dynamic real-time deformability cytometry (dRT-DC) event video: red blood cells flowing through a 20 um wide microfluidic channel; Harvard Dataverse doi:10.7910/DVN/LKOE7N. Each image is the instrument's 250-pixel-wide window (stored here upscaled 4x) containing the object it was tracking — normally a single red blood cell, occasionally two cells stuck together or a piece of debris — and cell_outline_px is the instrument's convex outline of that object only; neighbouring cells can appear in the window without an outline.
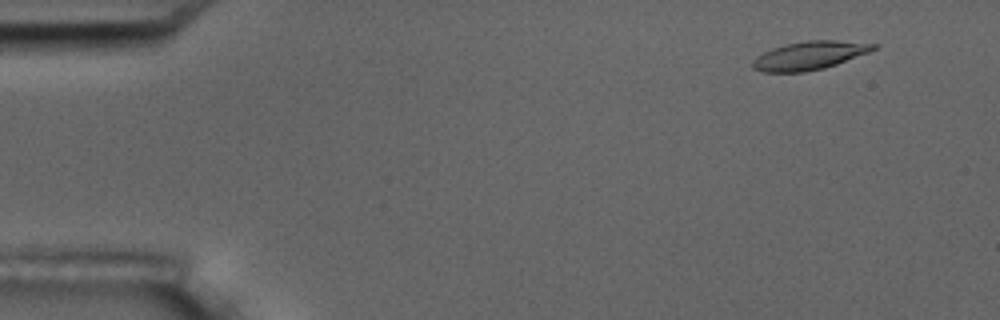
{"species": "common noctule bat (a hibernating species)", "species_latin": "Nyctalus noctula", "temperature_condition": "room temperature", "stored_images_in_passage": 5, "camera_frame_rate_fps": 3000, "um_per_image_px": 0.085, "animal": {"sex": "male", "body_mass_g": 17.5, "forearm_length_mm": 52.3}, "frame": {"image": 1, "passage_image": 2, "time_ms": 1.333, "image_size_px": [1000, 320], "cell_outline_px": [[876, 48], [868, 52], [836, 64], [824, 68], [804, 72], [764, 72], [752, 68], [752, 60], [756, 56], [772, 48], [788, 44], [808, 40], [836, 40], [876, 44]], "centroid_in_image_um": [68.76, 4.72], "position_along_channel_um": 16.2, "area_um2": 19.71}}
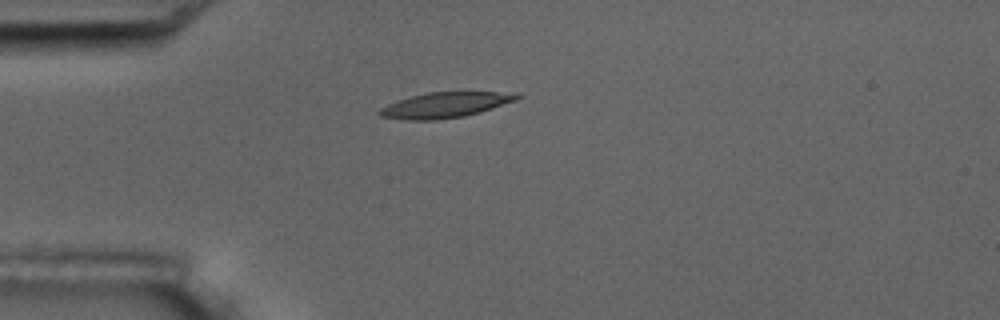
{"frame": {"image": 2, "passage_image": 5, "time_ms": 4.667, "image_size_px": [1000, 320], "cell_outline_px": [[520, 96], [516, 100], [480, 112], [464, 116], [436, 120], [404, 120], [380, 116], [376, 112], [380, 108], [388, 104], [412, 96], [428, 92], [496, 92]], "centroid_in_image_um": [37.74, 8.94], "position_along_channel_um": 47.3, "area_um2": 19.94}}